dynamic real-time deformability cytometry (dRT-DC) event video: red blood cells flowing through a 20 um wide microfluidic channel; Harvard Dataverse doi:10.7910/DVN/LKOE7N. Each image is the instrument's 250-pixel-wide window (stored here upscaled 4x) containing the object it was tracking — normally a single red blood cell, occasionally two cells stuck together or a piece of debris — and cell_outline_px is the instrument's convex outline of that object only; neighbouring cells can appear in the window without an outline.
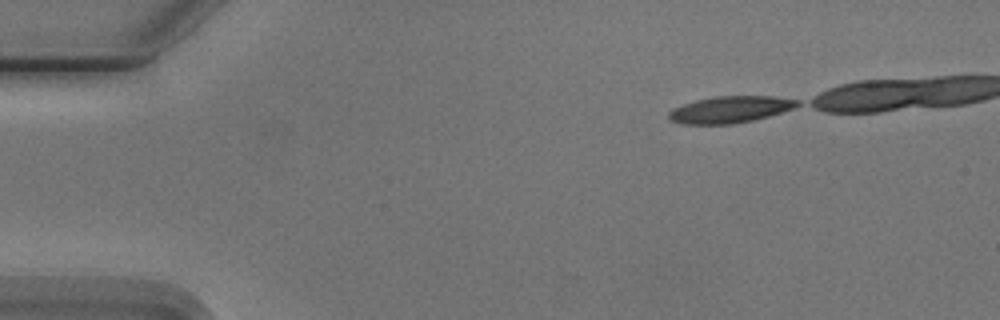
{"species": "Egyptian fruit bat (a non-hibernating species)", "species_latin": "Rousettus aegyptiacus", "temperature_condition": "cold", "stored_images_in_passage": 38, "camera_frame_rate_fps": 3000, "um_per_image_px": 0.085, "animal": {"sex": "male"}, "frame": {"image": 1, "passage_image": 1, "time_ms": 0.0, "image_size_px": [1000, 320], "cell_outline_px": [[800, 104], [792, 108], [768, 116], [752, 120], [732, 124], [680, 124], [668, 120], [668, 112], [672, 108], [696, 100], [716, 96], [772, 96], [800, 100]], "centroid_in_image_um": [62.01, 9.31], "position_along_channel_um": 23.0, "area_um2": 19.94}}
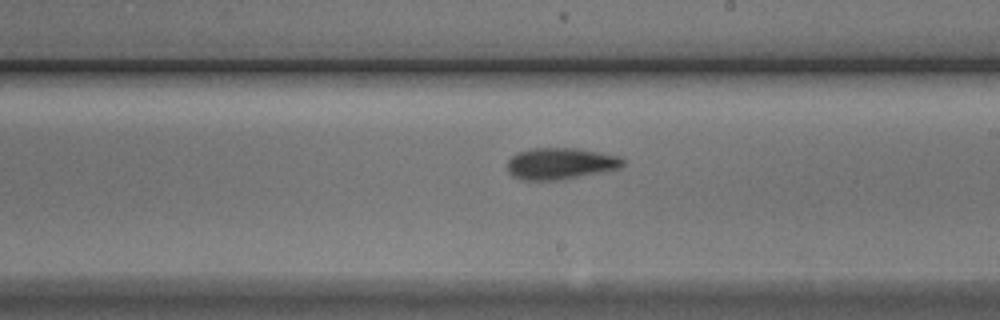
{"frame": {"image": 2, "passage_image": 25, "time_ms": 8.0, "image_size_px": [1000, 320], "cell_outline_px": [[624, 164], [620, 168], [564, 180], [520, 180], [512, 176], [508, 172], [508, 160], [512, 156], [520, 152], [532, 148], [576, 148], [616, 156], [624, 160]], "centroid_in_image_um": [47.61, 13.92], "position_along_channel_um": 241.4, "area_um2": 21.15}}
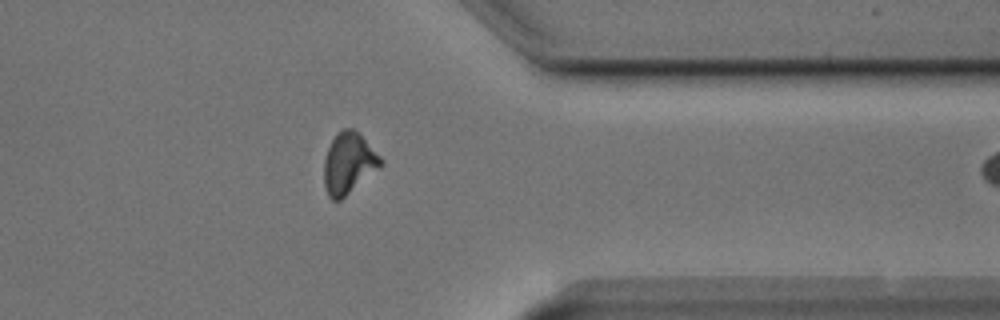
{"frame": {"image": 3, "passage_image": 37, "time_ms": 12.0, "image_size_px": [1000, 320], "cell_outline_px": [[384, 164], [340, 200], [332, 200], [328, 196], [324, 184], [324, 160], [328, 148], [336, 132], [344, 128], [352, 128], [360, 132], [384, 160]], "centroid_in_image_um": [29.65, 13.84], "position_along_channel_um": 381.8, "area_um2": 20.35}}